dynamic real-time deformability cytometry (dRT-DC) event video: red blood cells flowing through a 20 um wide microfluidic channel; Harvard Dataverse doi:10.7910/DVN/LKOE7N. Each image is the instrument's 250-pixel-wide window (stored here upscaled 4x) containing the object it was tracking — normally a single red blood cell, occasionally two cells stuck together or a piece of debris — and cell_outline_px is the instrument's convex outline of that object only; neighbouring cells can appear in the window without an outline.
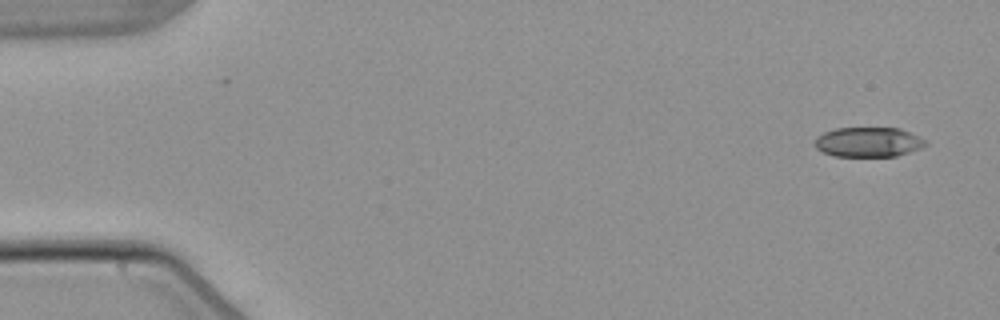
{"species": "common noctule bat (a hibernating species)", "species_latin": "Nyctalus noctula", "temperature_condition": "warm", "stored_images_in_passage": 5, "camera_frame_rate_fps": 3000, "um_per_image_px": 0.085, "animal": {"sex": "male", "body_mass_g": 21.5, "forearm_length_mm": 52.0}, "frame": {"image": 1, "passage_image": 1, "time_ms": 0.0, "image_size_px": [1000, 320], "cell_outline_px": [[928, 144], [920, 148], [896, 156], [832, 156], [816, 148], [816, 136], [824, 132], [836, 128], [900, 128], [920, 136], [928, 140]], "centroid_in_image_um": [73.84, 12.07], "position_along_channel_um": 11.2, "area_um2": 19.25}}
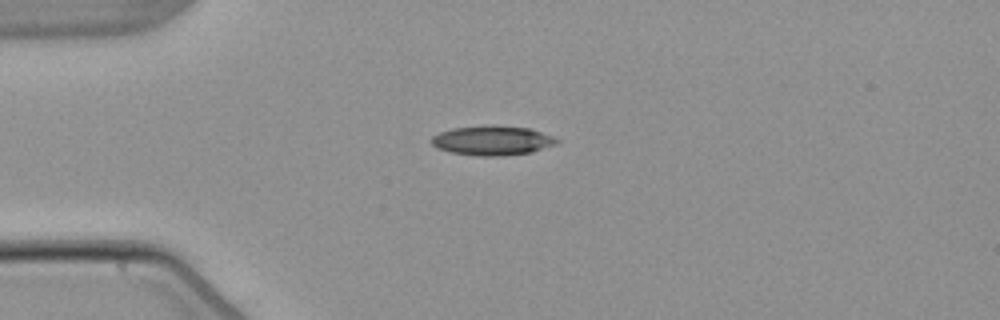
{"frame": {"image": 2, "passage_image": 4, "time_ms": 3.667, "image_size_px": [1000, 320], "cell_outline_px": [[560, 140], [556, 144], [532, 152], [504, 156], [480, 156], [452, 152], [436, 148], [428, 140], [432, 136], [440, 132], [452, 128], [496, 124], [528, 128], [552, 136]], "centroid_in_image_um": [41.82, 11.93], "position_along_channel_um": 43.2, "area_um2": 21.73}}